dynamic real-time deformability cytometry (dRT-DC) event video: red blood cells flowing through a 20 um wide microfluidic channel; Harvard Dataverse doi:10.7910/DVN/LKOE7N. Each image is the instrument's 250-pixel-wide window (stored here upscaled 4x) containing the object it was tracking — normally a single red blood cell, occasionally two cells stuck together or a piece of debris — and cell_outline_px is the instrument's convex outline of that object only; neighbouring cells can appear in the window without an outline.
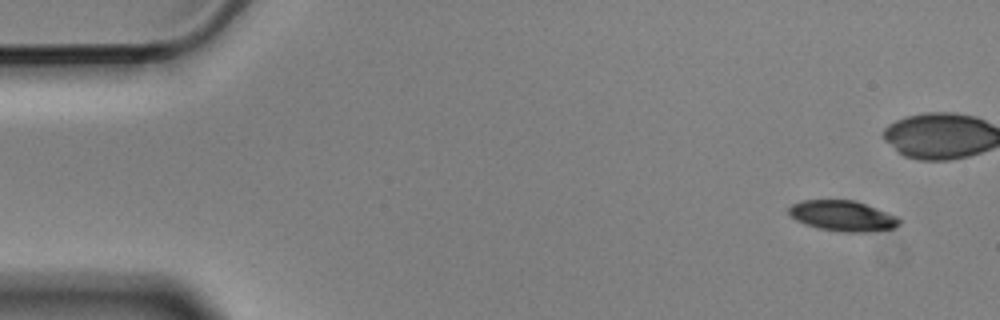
{"species": "Egyptian fruit bat (a non-hibernating species)", "species_latin": "Rousettus aegyptiacus", "temperature_condition": "cold", "stored_images_in_passage": 10, "segment_of_instrument_passage": [1, 2], "camera_frame_rate_fps": 3000, "um_per_image_px": 0.085, "animal": {"sex": "male"}, "frame": {"image": 1, "passage_image": 1, "time_ms": 0.0, "image_size_px": [1000, 320], "cell_outline_px": [[900, 224], [896, 228], [864, 232], [844, 232], [820, 228], [804, 224], [796, 220], [788, 212], [788, 208], [792, 204], [800, 200], [856, 200], [896, 216], [900, 220]], "centroid_in_image_um": [71.62, 18.34], "position_along_channel_um": 13.4, "area_um2": 19.59}}